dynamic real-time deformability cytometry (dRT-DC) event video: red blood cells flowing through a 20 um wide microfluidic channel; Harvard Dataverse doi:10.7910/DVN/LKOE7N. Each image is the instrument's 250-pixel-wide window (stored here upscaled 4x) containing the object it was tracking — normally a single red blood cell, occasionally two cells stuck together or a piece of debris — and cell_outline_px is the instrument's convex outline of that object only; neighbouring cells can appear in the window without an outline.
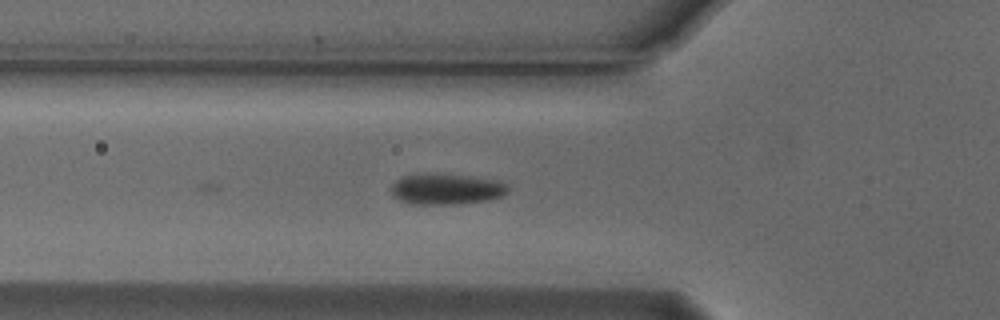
{"species": "Egyptian fruit bat (a non-hibernating species)", "species_latin": "Rousettus aegyptiacus", "temperature_condition": "cold", "stored_images_in_passage": 4, "camera_frame_rate_fps": 3000, "um_per_image_px": 0.085, "animal": {"sex": "male"}, "frame": {"image": 1, "passage_image": 4, "time_ms": 1.0, "image_size_px": [1000, 320], "cell_outline_px": [[508, 192], [500, 196], [488, 200], [456, 204], [416, 204], [400, 200], [392, 196], [388, 188], [396, 180], [404, 176], [468, 176], [496, 180], [504, 184], [508, 188]], "centroid_in_image_um": [37.91, 16.11], "position_along_channel_um": 87.9, "area_um2": 20.17}}